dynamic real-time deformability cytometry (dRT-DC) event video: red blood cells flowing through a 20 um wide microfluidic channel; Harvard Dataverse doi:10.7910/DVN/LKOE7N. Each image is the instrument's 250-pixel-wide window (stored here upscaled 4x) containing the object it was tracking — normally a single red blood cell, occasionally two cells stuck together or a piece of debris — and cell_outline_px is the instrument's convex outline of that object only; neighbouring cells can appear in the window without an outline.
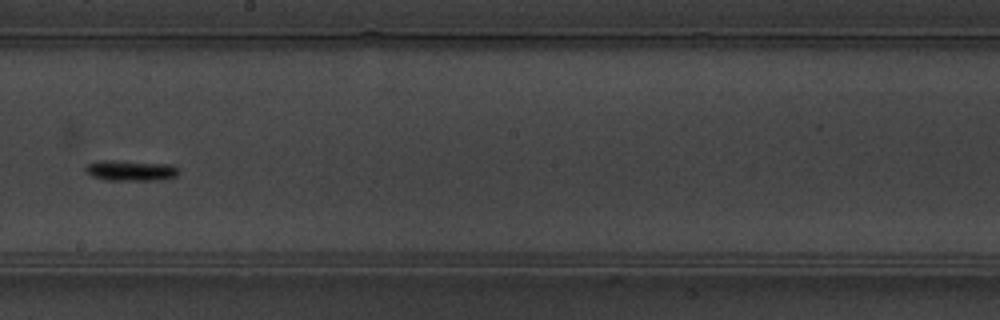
{"species": "common noctule bat (a hibernating species)", "species_latin": "Nyctalus noctula", "temperature_condition": "warm", "stored_images_in_passage": 9, "camera_frame_rate_fps": 3000, "um_per_image_px": 0.085, "animal": {"sex": "male", "body_mass_g": 19.5, "forearm_length_mm": 54.6}, "frame": {"image": 1, "passage_image": 9, "time_ms": 9.333, "image_size_px": [1000, 320], "cell_outline_px": [[180, 172], [176, 176], [160, 180], [108, 180], [92, 176], [84, 172], [84, 168], [88, 164], [104, 160], [112, 160], [172, 164], [180, 168]], "centroid_in_image_um": [11.15, 14.49], "position_along_channel_um": 237.1, "area_um2": 11.27}}